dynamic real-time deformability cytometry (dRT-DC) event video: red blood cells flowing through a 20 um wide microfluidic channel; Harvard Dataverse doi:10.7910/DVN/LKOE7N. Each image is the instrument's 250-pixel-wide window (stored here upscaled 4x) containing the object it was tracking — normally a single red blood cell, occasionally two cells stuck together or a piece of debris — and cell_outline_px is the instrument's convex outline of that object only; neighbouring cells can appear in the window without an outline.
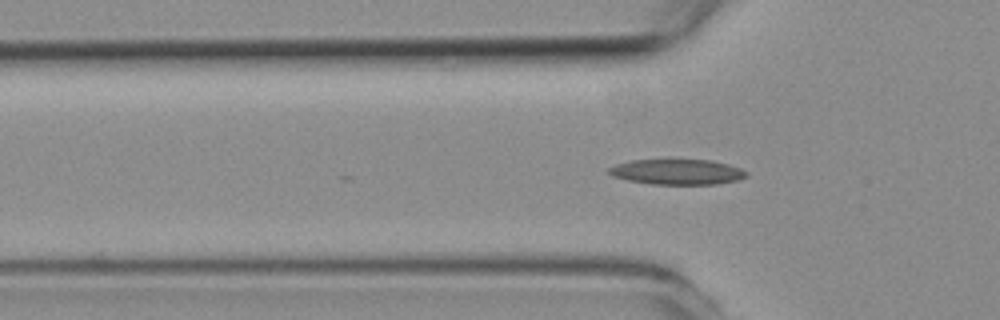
{"species": "common noctule bat (a hibernating species)", "species_latin": "Nyctalus noctula", "temperature_condition": "room temperature", "stored_images_in_passage": 7, "camera_frame_rate_fps": 3000, "um_per_image_px": 0.085, "animal": {"sex": "female", "body_mass_g": 19.3, "forearm_length_mm": 54.1}, "frame": {"image": 1, "passage_image": 4, "time_ms": 4.333, "image_size_px": [1000, 320], "cell_outline_px": [[748, 176], [736, 180], [716, 184], [652, 184], [628, 180], [612, 176], [608, 172], [608, 168], [616, 164], [632, 160], [712, 160], [728, 164], [740, 168], [748, 172]], "centroid_in_image_um": [57.57, 14.61], "position_along_channel_um": 68.2, "area_um2": 20.23}}
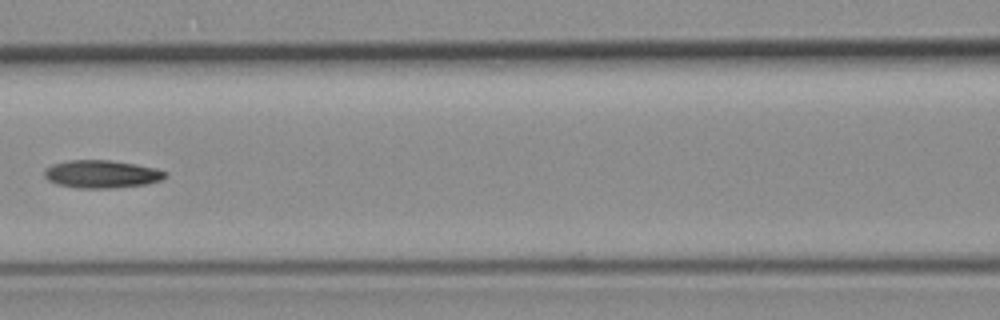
{"frame": {"image": 2, "passage_image": 6, "time_ms": 6.667, "image_size_px": [1000, 320], "cell_outline_px": [[168, 176], [160, 180], [148, 184], [112, 188], [76, 188], [56, 184], [48, 180], [44, 176], [44, 168], [52, 164], [68, 160], [108, 160], [136, 164], [156, 168], [168, 172]], "centroid_in_image_um": [8.64, 14.8], "position_along_channel_um": 158.0, "area_um2": 19.83}}
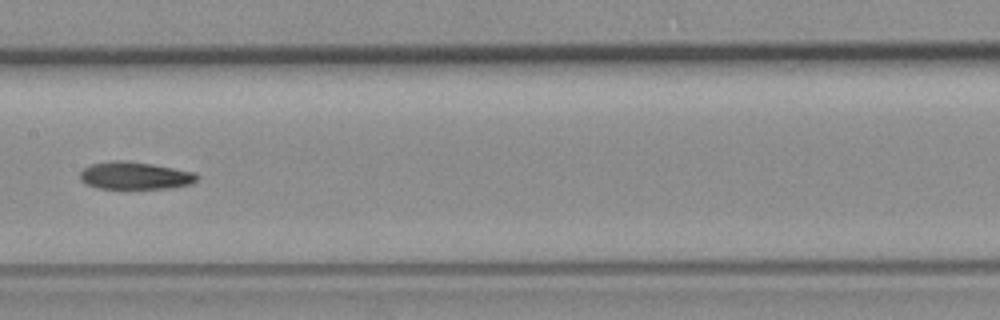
{"frame": {"image": 3, "passage_image": 7, "time_ms": 7.667, "image_size_px": [1000, 320], "cell_outline_px": [[200, 176], [192, 184], [172, 188], [96, 188], [80, 180], [80, 172], [88, 164], [112, 160], [128, 160], [152, 164], [196, 172]], "centroid_in_image_um": [11.48, 14.91], "position_along_channel_um": 195.9, "area_um2": 18.96}}